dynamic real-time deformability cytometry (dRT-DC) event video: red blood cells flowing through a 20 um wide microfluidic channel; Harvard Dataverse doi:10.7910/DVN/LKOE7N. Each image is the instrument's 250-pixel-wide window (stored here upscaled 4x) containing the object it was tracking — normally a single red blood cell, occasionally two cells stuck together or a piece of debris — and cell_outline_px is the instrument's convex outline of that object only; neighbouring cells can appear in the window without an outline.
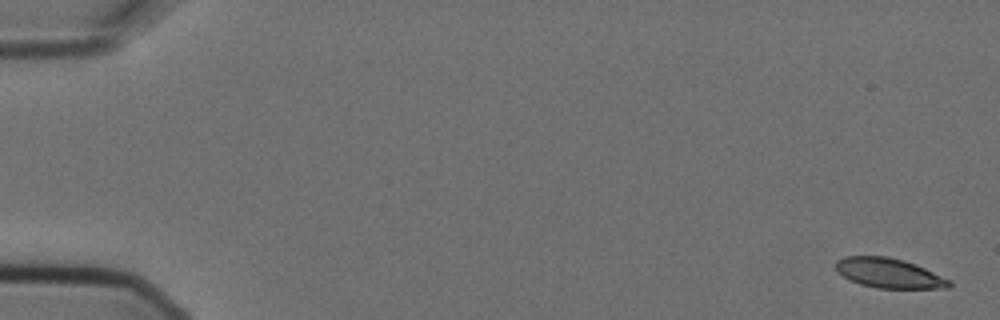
{"species": "Egyptian fruit bat (a non-hibernating species)", "species_latin": "Rousettus aegyptiacus", "temperature_condition": "cold", "stored_images_in_passage": 6, "camera_frame_rate_fps": 3000, "um_per_image_px": 0.085, "animal": {"sex": "female"}, "frame": {"image": 1, "passage_image": 1, "time_ms": 0.0, "image_size_px": [1000, 320], "cell_outline_px": [[952, 288], [876, 288], [860, 284], [848, 280], [836, 268], [836, 260], [844, 256], [888, 256], [904, 260], [916, 264], [952, 280]], "centroid_in_image_um": [75.6, 23.21], "position_along_channel_um": 9.4, "area_um2": 19.83}}
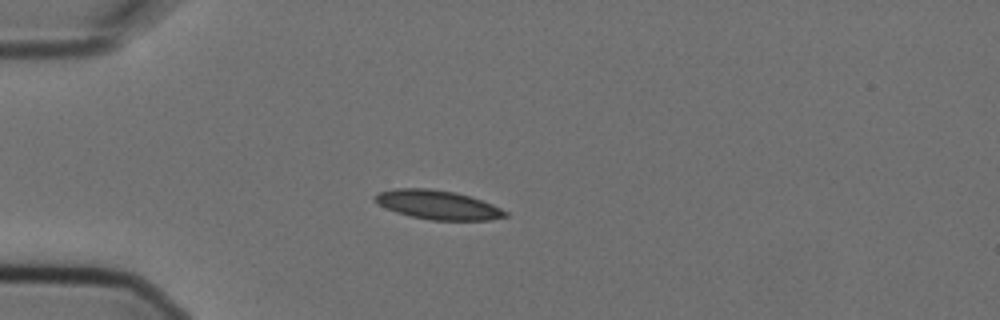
{"frame": {"image": 2, "passage_image": 5, "time_ms": 1.333, "image_size_px": [1000, 320], "cell_outline_px": [[508, 216], [492, 220], [428, 220], [396, 212], [372, 200], [372, 196], [380, 192], [396, 188], [428, 188], [456, 192], [492, 204], [508, 212]], "centroid_in_image_um": [37.21, 17.41], "position_along_channel_um": 47.8, "area_um2": 21.96}}